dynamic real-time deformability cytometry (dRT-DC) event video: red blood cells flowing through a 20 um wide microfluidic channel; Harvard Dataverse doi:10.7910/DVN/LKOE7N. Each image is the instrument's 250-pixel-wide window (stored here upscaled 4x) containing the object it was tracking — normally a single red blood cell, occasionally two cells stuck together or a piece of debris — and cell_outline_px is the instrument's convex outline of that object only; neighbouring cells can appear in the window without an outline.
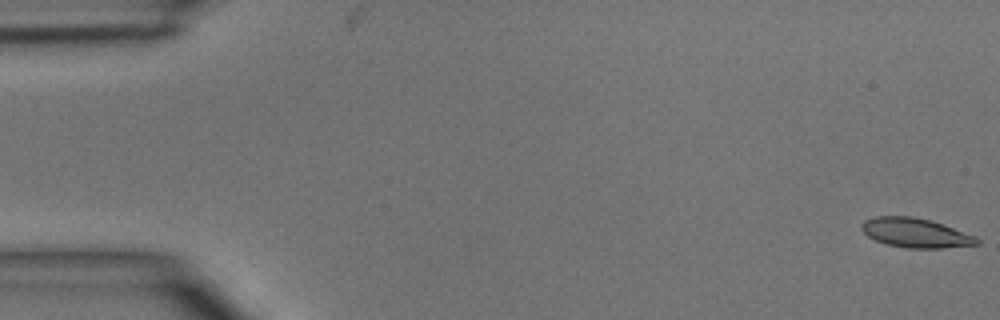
{"species": "common noctule bat (a hibernating species)", "species_latin": "Nyctalus noctula", "temperature_condition": "room temperature", "stored_images_in_passage": 6, "camera_frame_rate_fps": 3000, "um_per_image_px": 0.085, "animal": {"sex": "male", "body_mass_g": 15.6}, "frame": {"image": 1, "passage_image": 1, "time_ms": 0.0, "image_size_px": [1000, 320], "cell_outline_px": [[980, 244], [940, 248], [908, 248], [888, 244], [876, 240], [868, 236], [860, 228], [860, 224], [864, 220], [876, 216], [912, 216], [932, 220], [976, 236], [980, 240]], "centroid_in_image_um": [77.82, 19.78], "position_along_channel_um": 7.2, "area_um2": 19.77}}
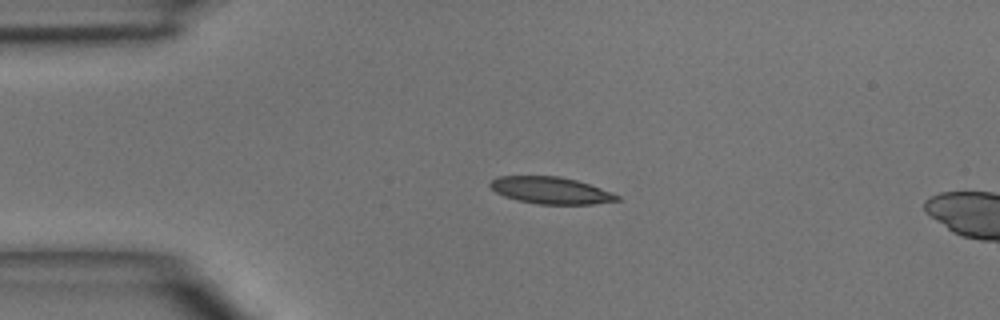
{"frame": {"image": 2, "passage_image": 4, "time_ms": 3.333, "image_size_px": [1000, 320], "cell_outline_px": [[620, 200], [592, 204], [540, 204], [516, 200], [504, 196], [496, 192], [488, 184], [496, 176], [560, 176], [576, 180], [612, 192], [620, 196]], "centroid_in_image_um": [46.8, 16.18], "position_along_channel_um": 38.2, "area_um2": 19.83}}
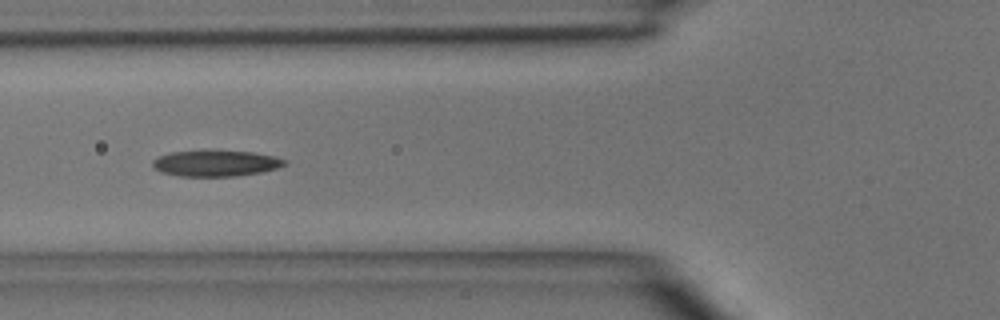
{"frame": {"image": 3, "passage_image": 6, "time_ms": 5.667, "image_size_px": [1000, 320], "cell_outline_px": [[288, 160], [284, 164], [276, 168], [260, 172], [236, 176], [180, 176], [160, 172], [152, 168], [152, 160], [156, 156], [172, 152], [252, 152], [272, 156]], "centroid_in_image_um": [18.27, 13.9], "position_along_channel_um": 107.5, "area_um2": 19.54}}